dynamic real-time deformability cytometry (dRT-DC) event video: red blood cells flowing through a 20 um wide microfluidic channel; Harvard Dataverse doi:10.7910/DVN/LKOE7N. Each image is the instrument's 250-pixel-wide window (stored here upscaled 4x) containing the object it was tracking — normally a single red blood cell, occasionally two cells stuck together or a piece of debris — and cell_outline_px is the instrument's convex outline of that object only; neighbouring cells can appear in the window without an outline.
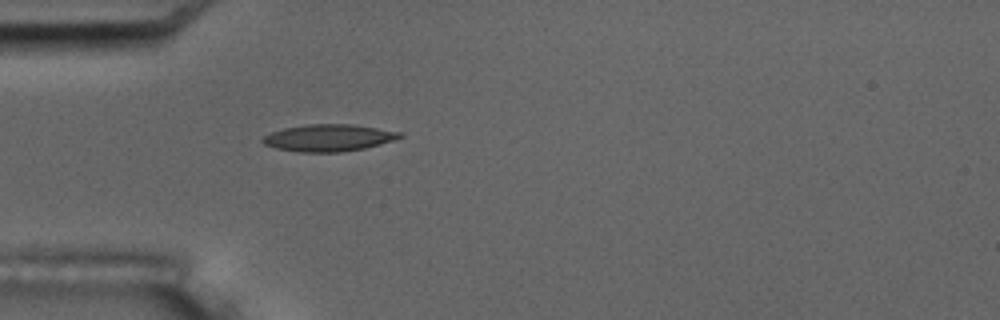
{"species": "common noctule bat (a hibernating species)", "species_latin": "Nyctalus noctula", "temperature_condition": "room temperature", "stored_images_in_passage": 1, "camera_frame_rate_fps": 3000, "um_per_image_px": 0.085, "animal": {"sex": "male", "body_mass_g": 17.5, "forearm_length_mm": 52.3}, "frame": {"image": 1, "passage_image": 1, "time_ms": 0.0, "image_size_px": [1000, 320], "cell_outline_px": [[404, 136], [380, 144], [364, 148], [340, 152], [300, 152], [276, 148], [264, 144], [260, 140], [264, 136], [272, 132], [284, 128], [304, 124], [352, 124], [400, 132]], "centroid_in_image_um": [27.9, 11.71], "position_along_channel_um": 57.1, "area_um2": 21.39}}